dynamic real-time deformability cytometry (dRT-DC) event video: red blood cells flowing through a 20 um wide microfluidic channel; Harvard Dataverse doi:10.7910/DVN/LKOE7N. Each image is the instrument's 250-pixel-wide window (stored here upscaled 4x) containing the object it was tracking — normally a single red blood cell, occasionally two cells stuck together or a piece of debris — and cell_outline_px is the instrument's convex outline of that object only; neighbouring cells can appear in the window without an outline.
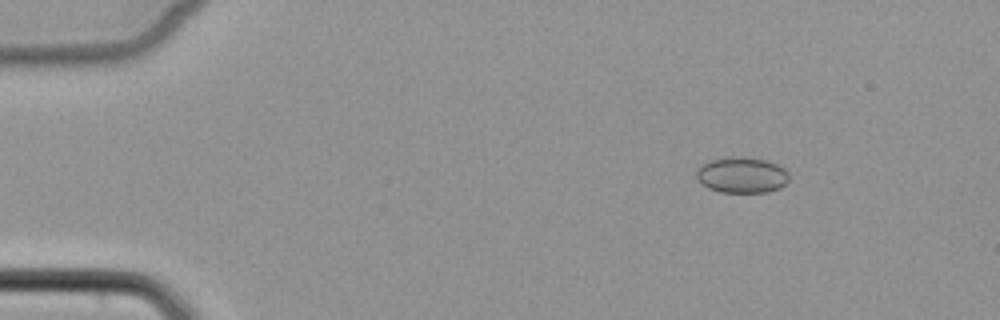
{"species": "common noctule bat (a hibernating species)", "species_latin": "Nyctalus noctula", "temperature_condition": "cold", "stored_images_in_passage": 6, "camera_frame_rate_fps": 3000, "um_per_image_px": 0.085, "animal": {"sex": "female", "body_mass_g": 22.7, "forearm_length_mm": 54.2}, "frame": {"image": 1, "passage_image": 2, "time_ms": 1.333, "image_size_px": [1000, 320], "cell_outline_px": [[788, 180], [780, 188], [768, 192], [720, 192], [708, 188], [696, 180], [696, 172], [700, 164], [712, 160], [728, 156], [744, 156], [764, 160], [776, 164], [784, 168], [788, 172]], "centroid_in_image_um": [63.02, 14.87], "position_along_channel_um": 22.0, "area_um2": 19.54}}
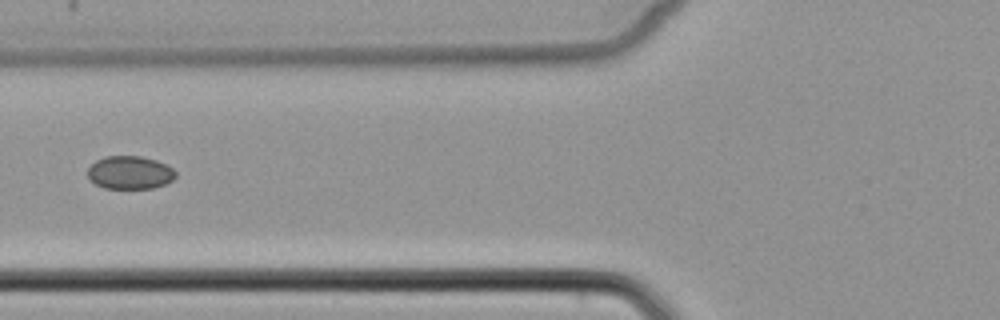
{"frame": {"image": 2, "passage_image": 6, "time_ms": 6.0, "image_size_px": [1000, 320], "cell_outline_px": [[176, 176], [172, 180], [164, 184], [152, 188], [104, 188], [96, 184], [88, 176], [88, 168], [96, 160], [104, 156], [140, 156], [156, 160], [172, 168], [176, 172]], "centroid_in_image_um": [11.04, 14.66], "position_along_channel_um": 114.8, "area_um2": 16.82}}